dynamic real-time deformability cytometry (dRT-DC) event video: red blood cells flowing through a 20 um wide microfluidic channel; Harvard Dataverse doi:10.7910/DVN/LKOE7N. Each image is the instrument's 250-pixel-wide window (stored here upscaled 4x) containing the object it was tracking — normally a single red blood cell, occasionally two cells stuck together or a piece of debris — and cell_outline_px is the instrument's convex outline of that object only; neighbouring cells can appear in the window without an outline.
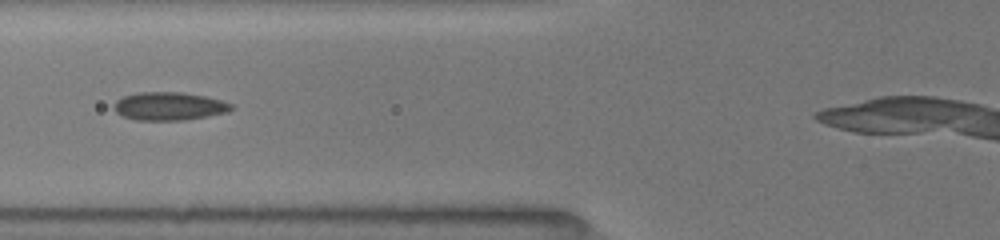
{"species": "common noctule bat (a hibernating species)", "species_latin": "Nyctalus noctula", "temperature_condition": "room temperature", "stored_images_in_passage": 11, "camera_frame_rate_fps": 3000, "um_per_image_px": 0.085, "animal": {"sex": "female", "body_mass_g": 19.5, "forearm_length_mm": 54.1}, "frame": {"image": 1, "passage_image": 10, "time_ms": 5.333, "image_size_px": [1000, 240], "cell_outline_px": [[232, 108], [228, 112], [208, 116], [180, 120], [136, 120], [124, 116], [116, 112], [112, 104], [116, 100], [124, 96], [136, 92], [184, 92], [204, 96], [220, 100], [232, 104]], "centroid_in_image_um": [14.34, 9.02], "position_along_channel_um": 111.5, "area_um2": 19.19}}